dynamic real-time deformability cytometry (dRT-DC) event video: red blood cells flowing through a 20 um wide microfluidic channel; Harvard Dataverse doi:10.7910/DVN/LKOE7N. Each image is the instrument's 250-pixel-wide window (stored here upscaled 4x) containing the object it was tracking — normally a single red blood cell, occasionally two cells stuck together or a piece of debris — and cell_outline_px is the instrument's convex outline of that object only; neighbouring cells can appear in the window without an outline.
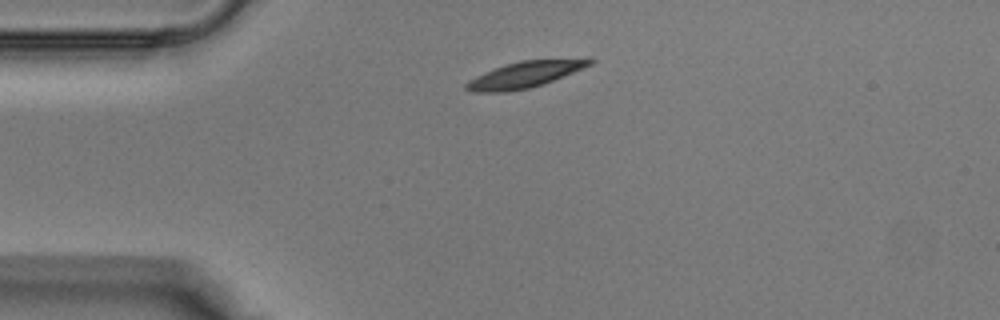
{"species": "Egyptian fruit bat (a non-hibernating species)", "species_latin": "Rousettus aegyptiacus", "temperature_condition": "warm", "stored_images_in_passage": 31, "camera_frame_rate_fps": 3000, "um_per_image_px": 0.085, "animal": {"sex": "male"}, "frame": {"image": 1, "passage_image": 1, "time_ms": 0.0, "image_size_px": [1000, 320], "cell_outline_px": [[596, 60], [592, 64], [544, 84], [528, 88], [504, 92], [472, 92], [464, 88], [464, 84], [468, 80], [484, 72], [520, 60], [588, 56]], "centroid_in_image_um": [44.71, 6.3], "position_along_channel_um": 40.3, "area_um2": 19.31}}
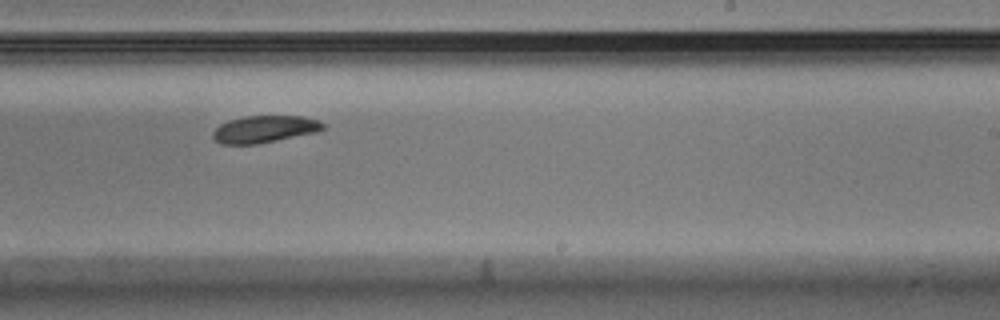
{"frame": {"image": 2, "passage_image": 16, "time_ms": 5.0, "image_size_px": [1000, 320], "cell_outline_px": [[324, 128], [316, 132], [256, 144], [220, 144], [212, 136], [212, 132], [220, 124], [228, 120], [244, 116], [304, 116], [320, 120], [324, 124]], "centroid_in_image_um": [22.47, 10.97], "position_along_channel_um": 266.5, "area_um2": 17.34}}
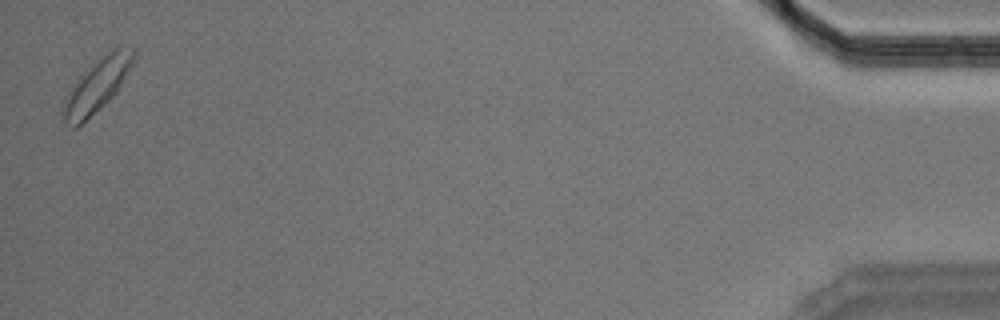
{"frame": {"image": 3, "passage_image": 31, "time_ms": 10.0, "image_size_px": [1000, 320], "cell_outline_px": [[136, 56], [132, 64], [116, 92], [104, 104], [76, 128], [72, 128], [64, 120], [60, 112], [64, 100], [76, 80], [92, 64], [112, 48], [128, 44], [136, 48]], "centroid_in_image_um": [8.27, 7.21], "position_along_channel_um": 426.9, "area_um2": 21.68}}